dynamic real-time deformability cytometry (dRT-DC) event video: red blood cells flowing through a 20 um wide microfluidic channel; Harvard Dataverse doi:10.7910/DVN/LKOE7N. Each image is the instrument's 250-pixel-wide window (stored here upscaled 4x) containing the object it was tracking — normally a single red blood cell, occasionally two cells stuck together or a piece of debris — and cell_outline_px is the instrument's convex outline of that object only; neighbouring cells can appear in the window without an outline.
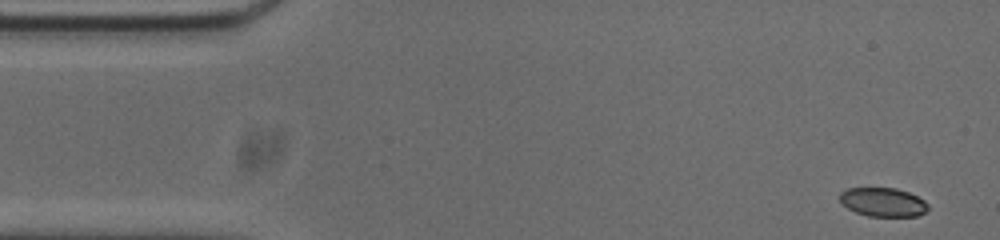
{"species": "common noctule bat (a hibernating species)", "species_latin": "Nyctalus noctula", "temperature_condition": "cold", "stored_images_in_passage": 52, "camera_frame_rate_fps": 3000, "um_per_image_px": 0.085, "animal": {"sex": "male", "body_mass_g": 20.0, "forearm_length_mm": 53.3}, "frame": {"image": 1, "passage_image": 1, "time_ms": 0.0, "image_size_px": [1000, 240], "cell_outline_px": [[928, 208], [924, 212], [916, 216], [868, 216], [856, 212], [840, 204], [840, 192], [848, 188], [896, 188], [908, 192], [924, 200], [928, 204]], "centroid_in_image_um": [75.03, 17.18], "position_along_channel_um": 10.0, "area_um2": 14.8}}
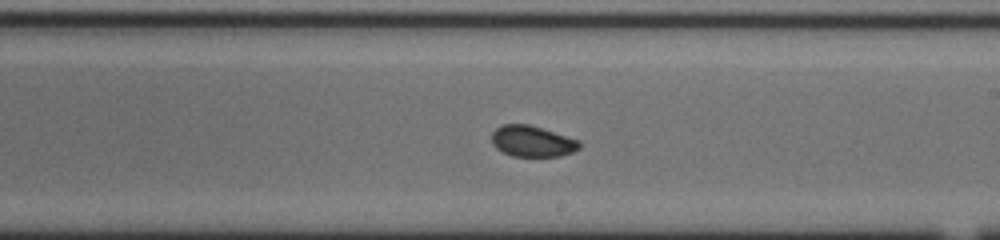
{"frame": {"image": 2, "passage_image": 28, "time_ms": 9.0, "image_size_px": [1000, 240], "cell_outline_px": [[580, 148], [572, 152], [560, 156], [512, 156], [496, 148], [492, 144], [492, 132], [496, 128], [504, 124], [528, 124], [580, 140]], "centroid_in_image_um": [45.24, 12.01], "position_along_channel_um": 243.8, "area_um2": 15.78}}
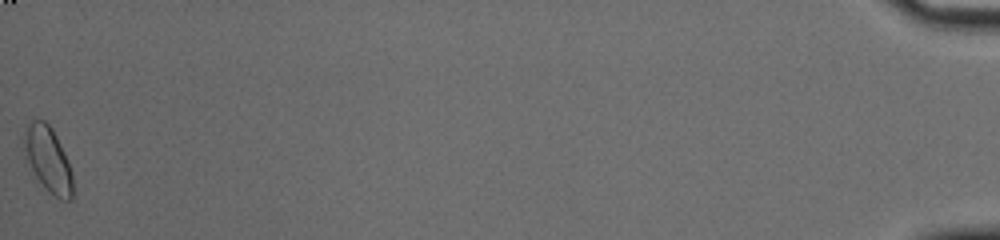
{"frame": {"image": 3, "passage_image": 52, "time_ms": 17.0, "image_size_px": [1000, 240], "cell_outline_px": [[72, 200], [60, 200], [48, 192], [24, 160], [24, 140], [28, 124], [32, 120], [44, 120], [52, 128], [68, 160], [72, 176]], "centroid_in_image_um": [4.08, 13.58], "position_along_channel_um": 431.1, "area_um2": 18.44}, "authors_computed_cell_mechanics": {"area_um2": 16.3574, "velocity_mm_per_s": 3.7554, "shape_relaxation_time_tau1_ms": 5.2749, "shape_relaxation_time_tau2_ms": 1.4984, "deformation_change_tau1": 0.082, "deformation_change_tau2": 0.046}}